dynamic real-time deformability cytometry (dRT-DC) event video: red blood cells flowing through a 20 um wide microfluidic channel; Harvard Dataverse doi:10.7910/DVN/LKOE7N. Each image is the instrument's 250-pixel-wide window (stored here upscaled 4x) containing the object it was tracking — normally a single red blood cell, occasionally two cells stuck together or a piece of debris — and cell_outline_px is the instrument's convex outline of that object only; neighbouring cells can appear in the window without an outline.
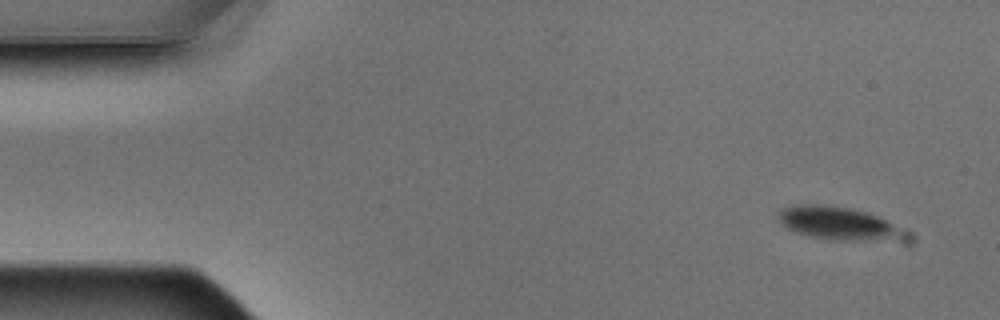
{"species": "Egyptian fruit bat (a non-hibernating species)", "species_latin": "Rousettus aegyptiacus", "temperature_condition": "warm", "stored_images_in_passage": 5, "camera_frame_rate_fps": 3000, "um_per_image_px": 0.085, "animal": {"sex": "male"}, "frame": {"image": 1, "passage_image": 1, "time_ms": 0.0, "image_size_px": [1000, 320], "cell_outline_px": [[892, 232], [888, 236], [860, 240], [832, 240], [808, 236], [796, 232], [788, 228], [780, 220], [780, 212], [784, 208], [792, 204], [820, 204], [848, 208], [868, 212], [892, 224]], "centroid_in_image_um": [70.89, 18.91], "position_along_channel_um": 14.1, "area_um2": 22.2}}
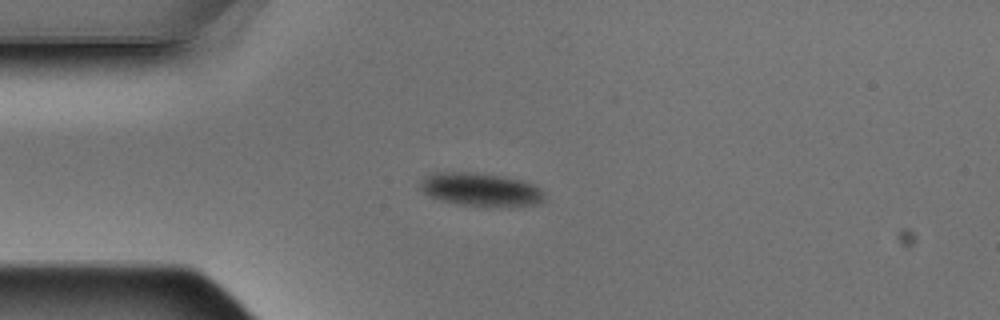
{"frame": {"image": 2, "passage_image": 4, "time_ms": 1.0, "image_size_px": [1000, 320], "cell_outline_px": [[544, 200], [536, 204], [512, 208], [488, 208], [456, 204], [440, 200], [428, 196], [416, 188], [420, 180], [424, 176], [432, 172], [468, 172], [500, 176], [520, 180], [532, 184], [544, 192]], "centroid_in_image_um": [40.79, 16.15], "position_along_channel_um": 44.2, "area_um2": 24.97}}